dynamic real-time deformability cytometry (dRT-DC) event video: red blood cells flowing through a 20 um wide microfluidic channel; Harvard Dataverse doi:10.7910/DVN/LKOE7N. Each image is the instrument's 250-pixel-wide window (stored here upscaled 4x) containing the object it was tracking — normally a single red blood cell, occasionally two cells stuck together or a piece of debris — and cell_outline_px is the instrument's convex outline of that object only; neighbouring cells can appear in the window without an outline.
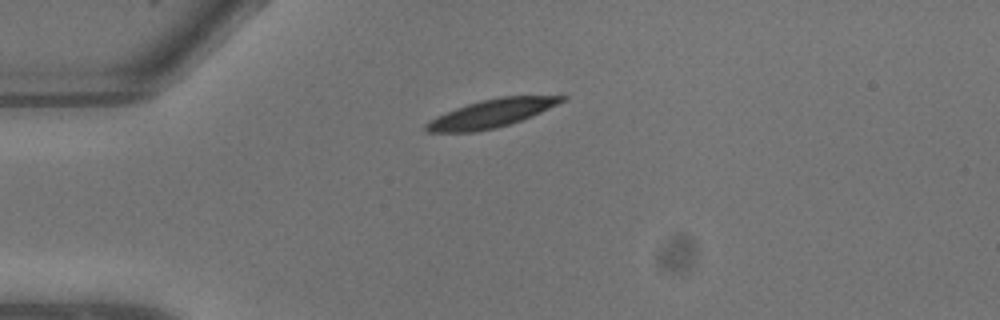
{"species": "common noctule bat (a hibernating species)", "species_latin": "Nyctalus noctula", "temperature_condition": "warm", "stored_images_in_passage": 5, "camera_frame_rate_fps": 3000, "um_per_image_px": 0.085, "animal": {"sex": "male", "body_mass_g": 13.3}, "frame": {"image": 1, "passage_image": 1, "time_ms": 0.0, "image_size_px": [1000, 320], "cell_outline_px": [[568, 96], [564, 100], [532, 116], [496, 128], [476, 132], [424, 132], [424, 124], [436, 116], [456, 108], [480, 100], [500, 96]], "centroid_in_image_um": [41.69, 9.65], "position_along_channel_um": 43.3, "area_um2": 21.96}}
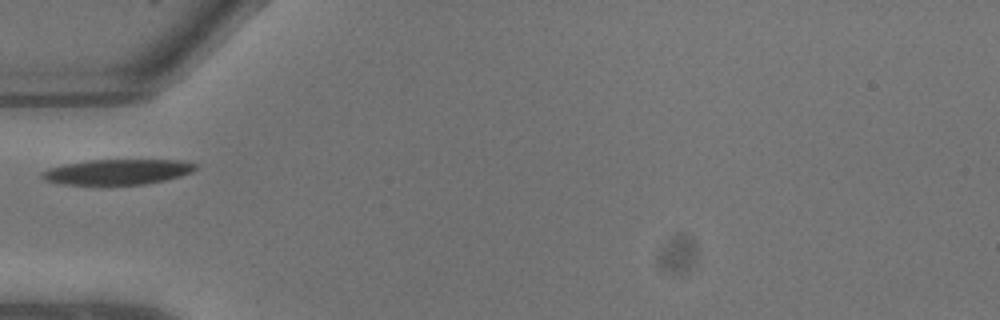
{"frame": {"image": 2, "passage_image": 3, "time_ms": 0.667, "image_size_px": [1000, 320], "cell_outline_px": [[196, 168], [192, 172], [180, 176], [164, 180], [144, 184], [60, 184], [44, 180], [40, 176], [40, 172], [48, 168], [64, 164], [88, 160], [184, 160], [196, 164]], "centroid_in_image_um": [9.95, 14.6], "position_along_channel_um": 75.0, "area_um2": 22.6}}